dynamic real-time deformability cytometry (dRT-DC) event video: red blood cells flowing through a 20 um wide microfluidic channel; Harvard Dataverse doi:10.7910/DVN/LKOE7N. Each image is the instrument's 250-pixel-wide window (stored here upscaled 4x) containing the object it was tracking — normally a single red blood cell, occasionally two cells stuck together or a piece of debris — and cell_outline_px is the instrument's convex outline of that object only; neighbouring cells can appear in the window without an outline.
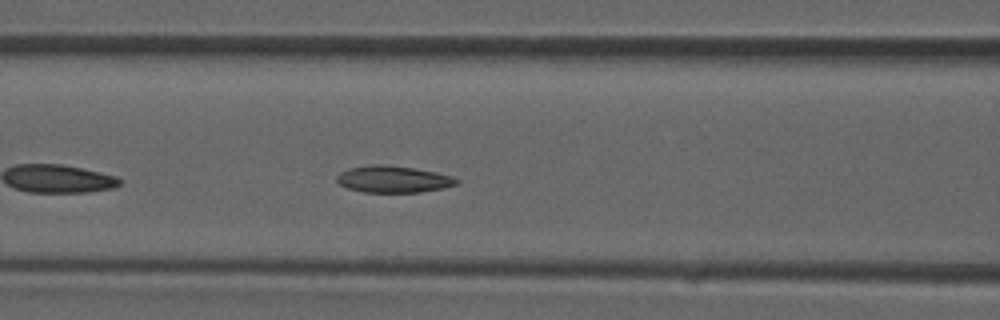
{"species": "common noctule bat (a hibernating species)", "species_latin": "Nyctalus noctula", "temperature_condition": "room temperature", "stored_images_in_passage": 29, "camera_frame_rate_fps": 3000, "um_per_image_px": 0.085, "animal": {"sex": "male", "forearm_length_mm": 52.5}, "frame": {"image": 1, "passage_image": 9, "time_ms": 2.667, "image_size_px": [1000, 320], "cell_outline_px": [[460, 180], [456, 184], [444, 188], [420, 192], [364, 192], [348, 188], [340, 184], [336, 180], [336, 176], [340, 172], [348, 168], [372, 164], [388, 164], [416, 168], [436, 172], [452, 176]], "centroid_in_image_um": [33.42, 15.22], "position_along_channel_um": 133.2, "area_um2": 18.84}}